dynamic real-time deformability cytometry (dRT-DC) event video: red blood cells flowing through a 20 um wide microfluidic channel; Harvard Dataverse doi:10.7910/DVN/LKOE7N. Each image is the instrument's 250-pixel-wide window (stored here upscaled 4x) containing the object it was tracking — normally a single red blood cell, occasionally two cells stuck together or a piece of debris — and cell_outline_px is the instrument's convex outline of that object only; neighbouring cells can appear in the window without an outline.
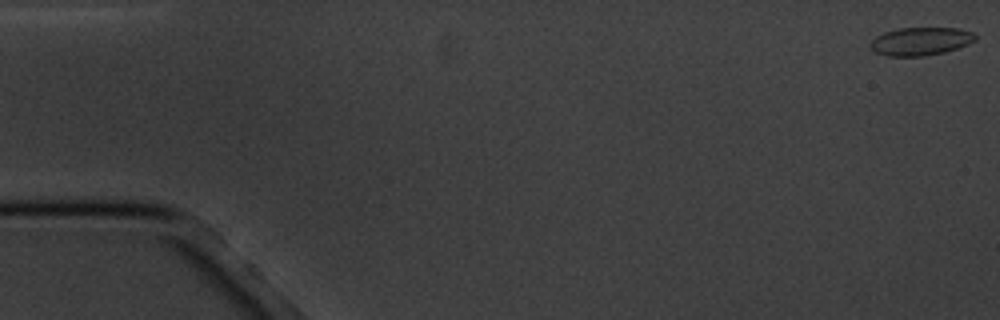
{"species": "common noctule bat (a hibernating species)", "species_latin": "Nyctalus noctula", "temperature_condition": "cold", "stored_images_in_passage": 5, "camera_frame_rate_fps": 3000, "um_per_image_px": 0.085, "animal": {"sex": "male", "body_mass_g": 20.1, "forearm_length_mm": 53.5}, "frame": {"image": 1, "passage_image": 1, "time_ms": 0.0, "image_size_px": [1000, 320], "cell_outline_px": [[976, 40], [968, 44], [944, 52], [924, 56], [884, 56], [876, 52], [868, 44], [876, 36], [884, 32], [896, 28], [960, 28], [976, 32]], "centroid_in_image_um": [78.26, 3.5], "position_along_channel_um": 6.7, "area_um2": 17.34}}